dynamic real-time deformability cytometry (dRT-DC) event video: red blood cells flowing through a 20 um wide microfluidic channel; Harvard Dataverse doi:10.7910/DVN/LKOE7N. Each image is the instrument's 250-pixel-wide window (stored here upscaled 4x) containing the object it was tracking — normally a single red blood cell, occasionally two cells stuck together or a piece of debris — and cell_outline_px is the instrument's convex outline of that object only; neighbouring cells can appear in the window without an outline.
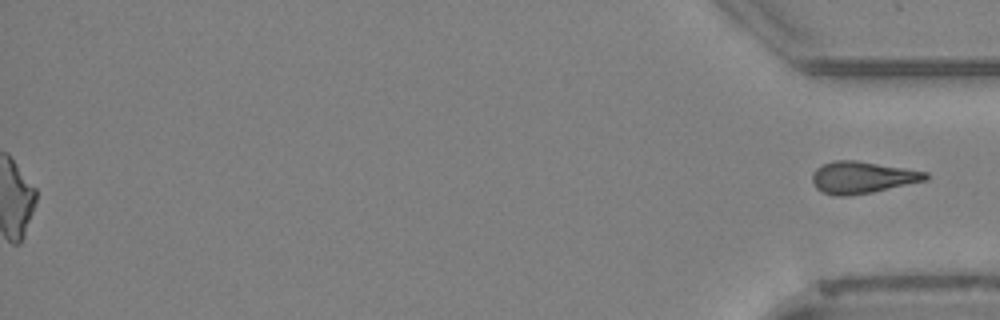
{"species": "Egyptian fruit bat (a non-hibernating species)", "species_latin": "Rousettus aegyptiacus", "temperature_condition": "cold", "stored_images_in_passage": 48, "segment_of_instrument_passage": [2, 2], "camera_frame_rate_fps": 3000, "um_per_image_px": 0.085, "animal": {"sex": "female"}, "frame": {"image": 1, "passage_image": 48, "time_ms": 15.667, "image_size_px": [1000, 320], "cell_outline_px": [[928, 180], [872, 192], [848, 196], [836, 196], [824, 192], [816, 188], [812, 180], [812, 176], [816, 168], [824, 164], [836, 160], [856, 160], [928, 172]], "centroid_in_image_um": [73.3, 15.08], "position_along_channel_um": 361.9, "area_um2": 20.92}}